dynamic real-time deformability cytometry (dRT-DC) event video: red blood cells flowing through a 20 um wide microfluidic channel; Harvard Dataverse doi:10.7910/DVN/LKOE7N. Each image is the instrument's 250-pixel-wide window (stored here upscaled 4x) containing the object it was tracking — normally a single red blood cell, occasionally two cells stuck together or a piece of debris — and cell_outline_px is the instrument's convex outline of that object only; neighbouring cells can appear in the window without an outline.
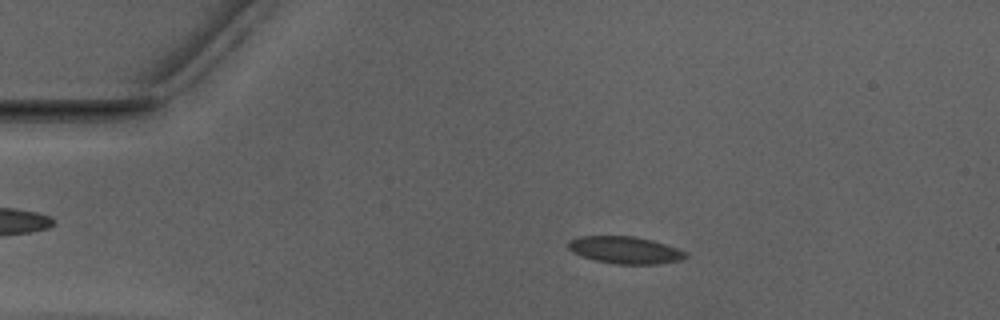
{"species": "Egyptian fruit bat (a non-hibernating species)", "species_latin": "Rousettus aegyptiacus", "temperature_condition": "warm", "stored_images_in_passage": 51, "camera_frame_rate_fps": 3000, "um_per_image_px": 0.085, "animal": {"sex": "male"}, "frame": {"image": 1, "passage_image": 9, "time_ms": 2.667, "image_size_px": [1000, 320], "cell_outline_px": [[688, 256], [680, 260], [656, 264], [616, 264], [596, 260], [580, 256], [572, 252], [568, 248], [568, 240], [580, 236], [636, 236], [652, 240], [688, 252]], "centroid_in_image_um": [53.11, 21.25], "position_along_channel_um": 31.9, "area_um2": 18.61}}
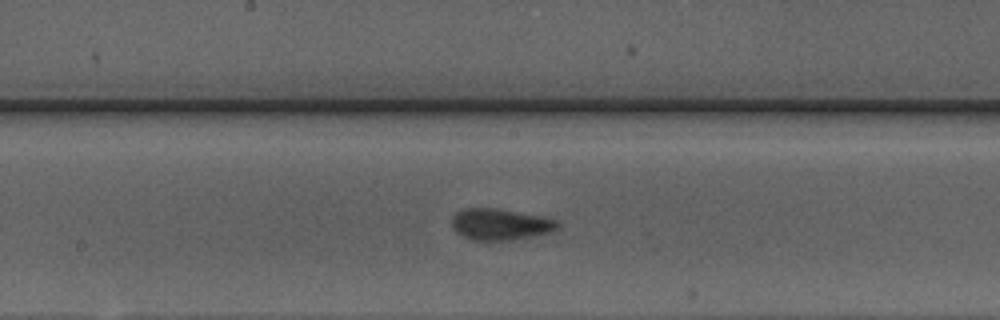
{"frame": {"image": 2, "passage_image": 26, "time_ms": 8.333, "image_size_px": [1000, 320], "cell_outline_px": [[560, 228], [552, 232], [500, 240], [472, 240], [456, 232], [452, 224], [452, 216], [456, 212], [464, 208], [496, 208], [544, 216], [560, 220]], "centroid_in_image_um": [42.55, 19.04], "position_along_channel_um": 205.6, "area_um2": 19.25}}
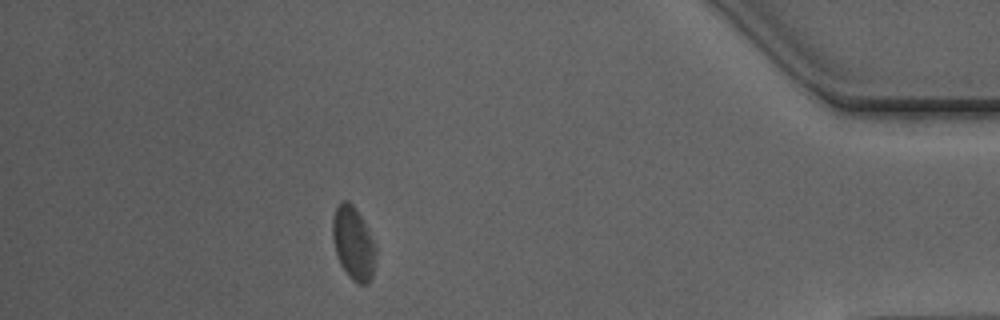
{"frame": {"image": 3, "passage_image": 45, "time_ms": 14.667, "image_size_px": [1000, 320], "cell_outline_px": [[376, 260], [372, 276], [368, 284], [360, 284], [352, 280], [348, 276], [340, 264], [336, 252], [332, 236], [332, 220], [336, 208], [340, 200], [348, 200], [356, 208], [376, 244]], "centroid_in_image_um": [30.04, 20.67], "position_along_channel_um": 405.2, "area_um2": 18.61}, "authors_computed_cell_mechanics": {"area_um2": 18.7272, "velocity_mm_per_s": 3.9418, "shape_relaxation_time_tau1_ms": 2.942, "shape_relaxation_time_tau2_ms": 1.0934, "deformation_change_tau1": 0.1213, "deformation_change_tau2": 0.0844}}